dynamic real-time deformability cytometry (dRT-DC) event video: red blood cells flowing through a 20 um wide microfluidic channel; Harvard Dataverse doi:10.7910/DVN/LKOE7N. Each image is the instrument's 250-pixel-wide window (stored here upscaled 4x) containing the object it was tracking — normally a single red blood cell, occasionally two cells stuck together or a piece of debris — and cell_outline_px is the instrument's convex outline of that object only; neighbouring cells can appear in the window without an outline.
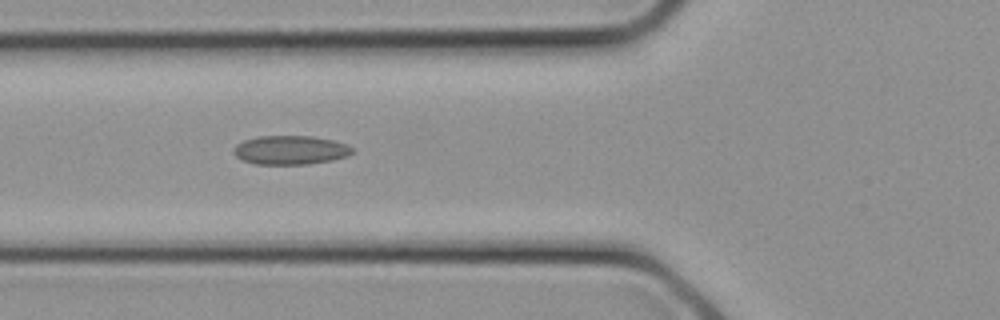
{"species": "common noctule bat (a hibernating species)", "species_latin": "Nyctalus noctula", "temperature_condition": "cold", "stored_images_in_passage": 18, "camera_frame_rate_fps": 3000, "um_per_image_px": 0.085, "animal": {"sex": "female", "body_mass_g": 21.9}, "frame": {"image": 1, "passage_image": 10, "time_ms": 3.0, "image_size_px": [1000, 320], "cell_outline_px": [[352, 152], [348, 156], [332, 160], [308, 164], [252, 164], [240, 160], [232, 152], [232, 148], [236, 144], [244, 140], [256, 136], [312, 136], [332, 140], [348, 144], [352, 148]], "centroid_in_image_um": [24.63, 12.75], "position_along_channel_um": 101.2, "area_um2": 20.23}}
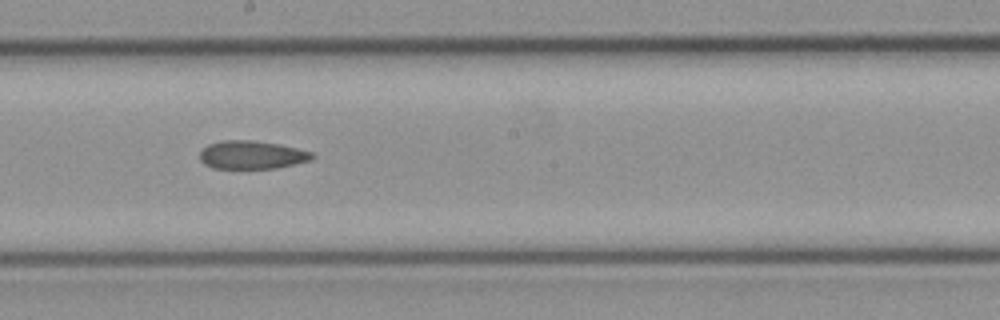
{"frame": {"image": 2, "passage_image": 15, "time_ms": 4.667, "image_size_px": [1000, 320], "cell_outline_px": [[316, 156], [312, 160], [276, 168], [212, 168], [204, 164], [200, 160], [200, 152], [208, 144], [220, 140], [252, 140], [280, 144], [312, 152]], "centroid_in_image_um": [21.41, 13.16], "position_along_channel_um": 226.8, "area_um2": 18.55}}
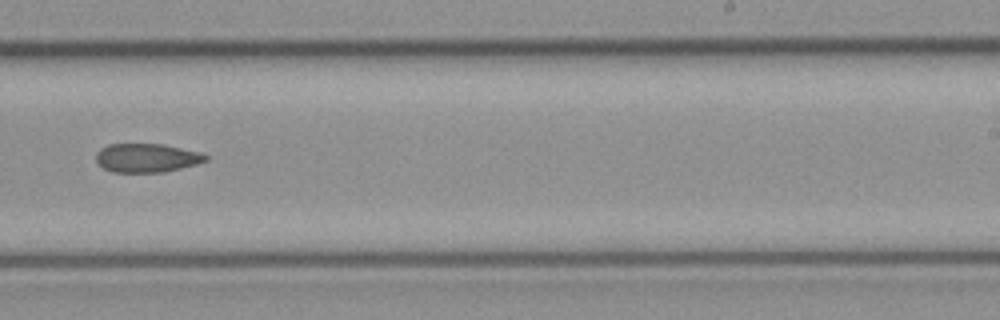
{"frame": {"image": 3, "passage_image": 17, "time_ms": 5.333, "image_size_px": [1000, 320], "cell_outline_px": [[208, 160], [196, 164], [164, 172], [112, 172], [104, 168], [96, 160], [96, 152], [100, 148], [108, 144], [164, 144], [200, 152], [208, 156]], "centroid_in_image_um": [12.47, 13.41], "position_along_channel_um": 276.5, "area_um2": 18.38}}